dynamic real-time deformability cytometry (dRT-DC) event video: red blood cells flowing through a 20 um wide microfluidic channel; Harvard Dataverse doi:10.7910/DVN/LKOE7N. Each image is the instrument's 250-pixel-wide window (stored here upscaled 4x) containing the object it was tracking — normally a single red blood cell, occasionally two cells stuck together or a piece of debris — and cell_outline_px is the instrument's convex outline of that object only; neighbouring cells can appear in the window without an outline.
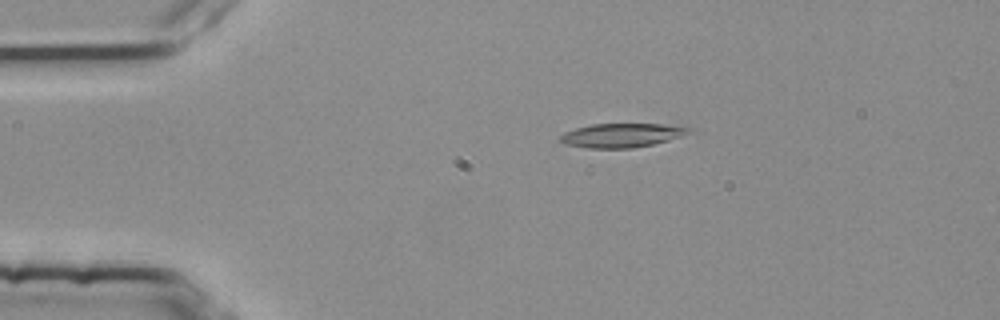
{"species": "common noctule bat (a hibernating species)", "species_latin": "Nyctalus noctula", "temperature_condition": "room temperature", "stored_images_in_passage": 3, "camera_frame_rate_fps": 3000, "um_per_image_px": 0.085, "animal": {"sex": "female", "body_mass_g": 25.1}, "frame": {"image": 1, "passage_image": 2, "time_ms": 0.333, "image_size_px": [1000, 320], "cell_outline_px": [[692, 128], [688, 132], [680, 136], [668, 140], [652, 144], [632, 148], [588, 148], [564, 144], [556, 140], [564, 132], [576, 128], [592, 124], [664, 124]], "centroid_in_image_um": [52.76, 11.5], "position_along_channel_um": 32.2, "area_um2": 17.86}}